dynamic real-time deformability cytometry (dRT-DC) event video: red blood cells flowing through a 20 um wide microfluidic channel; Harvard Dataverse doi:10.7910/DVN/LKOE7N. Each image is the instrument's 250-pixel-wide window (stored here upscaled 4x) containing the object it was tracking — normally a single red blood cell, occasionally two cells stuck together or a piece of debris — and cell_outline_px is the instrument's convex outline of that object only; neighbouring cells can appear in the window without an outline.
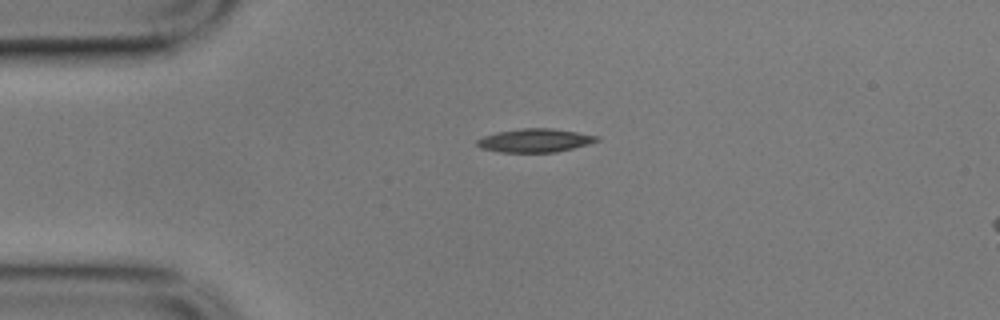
{"species": "common noctule bat (a hibernating species)", "species_latin": "Nyctalus noctula", "temperature_condition": "cold", "stored_images_in_passage": 37, "camera_frame_rate_fps": 3000, "um_per_image_px": 0.085, "animal": {"sex": "male", "body_mass_g": 17.9}, "frame": {"image": 1, "passage_image": 1, "time_ms": 0.0, "image_size_px": [1000, 320], "cell_outline_px": [[600, 140], [588, 144], [556, 152], [500, 152], [480, 148], [476, 144], [476, 140], [484, 136], [496, 132], [520, 128], [552, 128], [600, 136]], "centroid_in_image_um": [45.46, 11.93], "position_along_channel_um": 39.5, "area_um2": 16.42}}
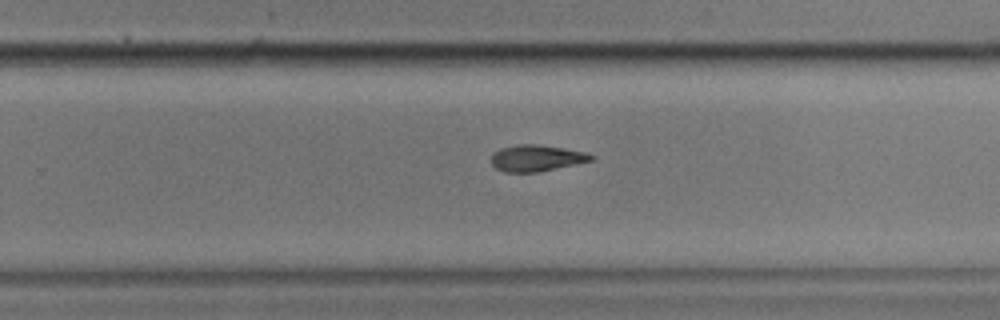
{"frame": {"image": 2, "passage_image": 24, "time_ms": 7.667, "image_size_px": [1000, 320], "cell_outline_px": [[596, 160], [540, 172], [504, 172], [496, 168], [492, 164], [492, 152], [500, 148], [516, 144], [536, 144], [564, 148], [588, 152], [596, 156]], "centroid_in_image_um": [45.66, 13.43], "position_along_channel_um": 284.1, "area_um2": 15.72}}
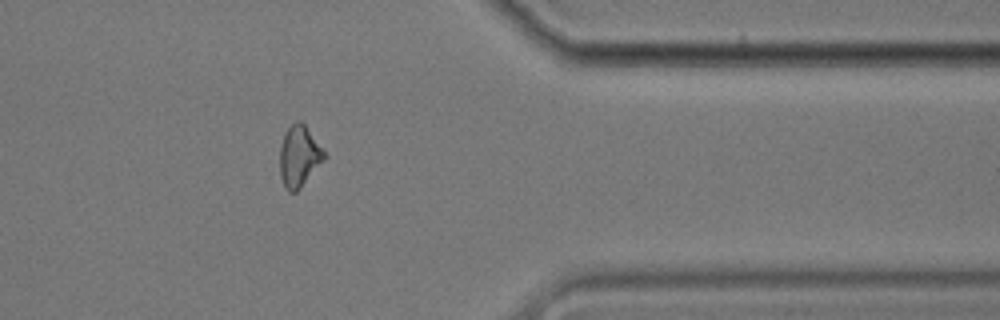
{"frame": {"image": 3, "passage_image": 34, "time_ms": 11.0, "image_size_px": [1000, 320], "cell_outline_px": [[328, 156], [300, 188], [296, 192], [288, 192], [284, 188], [280, 176], [280, 144], [284, 132], [296, 120], [300, 120], [304, 124]], "centroid_in_image_um": [25.41, 13.29], "position_along_channel_um": 386.0, "area_um2": 15.95}, "authors_computed_cell_mechanics": {"area_um2": 15.8372, "velocity_mm_per_s": 3.5269, "shape_relaxation_time_tau1_ms": 4.4411, "shape_relaxation_time_tau2_ms": 7.0221, "deformation_change_tau1": 0.1635, "deformation_change_tau2": 0.1556}}